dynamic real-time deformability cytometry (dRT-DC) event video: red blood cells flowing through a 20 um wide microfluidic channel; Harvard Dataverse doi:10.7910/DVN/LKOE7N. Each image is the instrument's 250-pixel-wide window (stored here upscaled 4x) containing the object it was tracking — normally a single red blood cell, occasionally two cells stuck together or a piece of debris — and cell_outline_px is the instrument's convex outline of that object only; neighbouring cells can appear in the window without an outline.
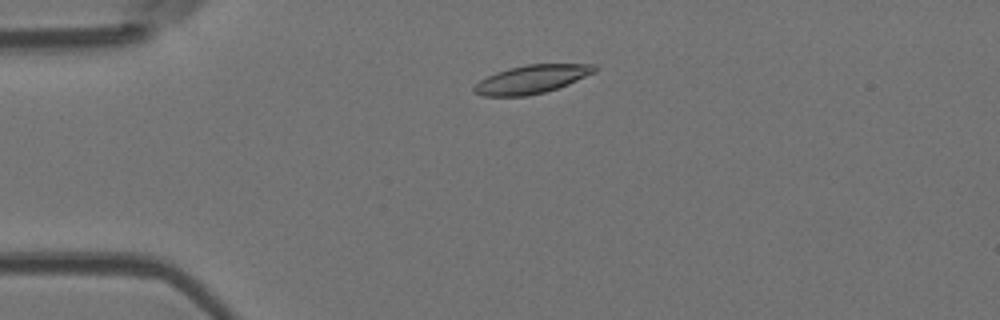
{"species": "Egyptian fruit bat (a non-hibernating species)", "species_latin": "Rousettus aegyptiacus", "temperature_condition": "room temperature", "stored_images_in_passage": 49, "camera_frame_rate_fps": 3000, "um_per_image_px": 0.085, "animal": {"sex": "female"}, "frame": {"image": 1, "passage_image": 8, "time_ms": 2.333, "image_size_px": [1000, 320], "cell_outline_px": [[600, 68], [596, 72], [568, 84], [544, 92], [524, 96], [484, 96], [472, 92], [472, 88], [480, 80], [496, 72], [508, 68], [528, 64], [596, 64]], "centroid_in_image_um": [45.21, 6.73], "position_along_channel_um": 39.8, "area_um2": 19.94}}
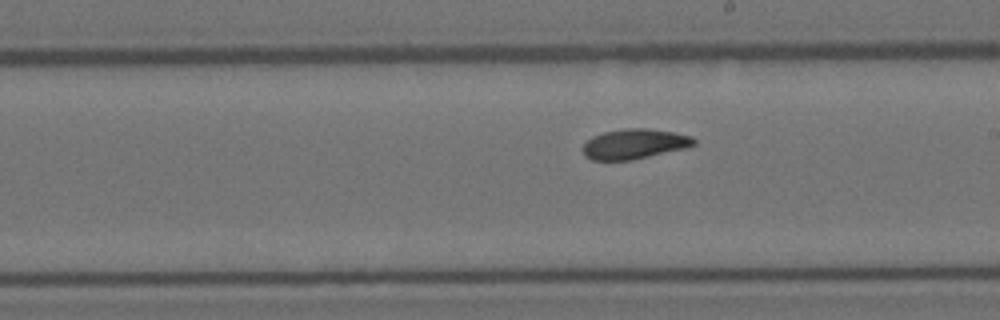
{"frame": {"image": 2, "passage_image": 26, "time_ms": 8.333, "image_size_px": [1000, 320], "cell_outline_px": [[696, 144], [688, 148], [632, 160], [592, 160], [584, 156], [580, 148], [592, 136], [604, 132], [624, 128], [648, 128], [672, 132], [692, 136], [696, 140]], "centroid_in_image_um": [53.92, 12.24], "position_along_channel_um": 235.1, "area_um2": 19.71}}
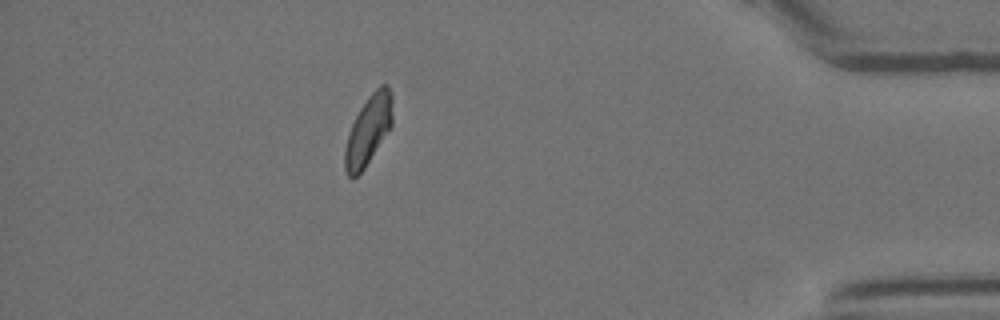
{"frame": {"image": 3, "passage_image": 43, "time_ms": 14.0, "image_size_px": [1000, 320], "cell_outline_px": [[392, 124], [364, 168], [352, 180], [348, 176], [344, 168], [344, 148], [348, 132], [360, 108], [368, 96], [380, 84], [388, 84], [392, 92]], "centroid_in_image_um": [31.29, 11.04], "position_along_channel_um": 403.9, "area_um2": 19.19}, "authors_computed_cell_mechanics": {"area_um2": 19.652, "velocity_mm_per_s": 3.7657, "shape_relaxation_time_tau1_ms": 3.7573, "shape_relaxation_time_tau2_ms": 2.7889, "deformation_change_tau1": 0.1293, "deformation_change_tau2": 0.0821}}